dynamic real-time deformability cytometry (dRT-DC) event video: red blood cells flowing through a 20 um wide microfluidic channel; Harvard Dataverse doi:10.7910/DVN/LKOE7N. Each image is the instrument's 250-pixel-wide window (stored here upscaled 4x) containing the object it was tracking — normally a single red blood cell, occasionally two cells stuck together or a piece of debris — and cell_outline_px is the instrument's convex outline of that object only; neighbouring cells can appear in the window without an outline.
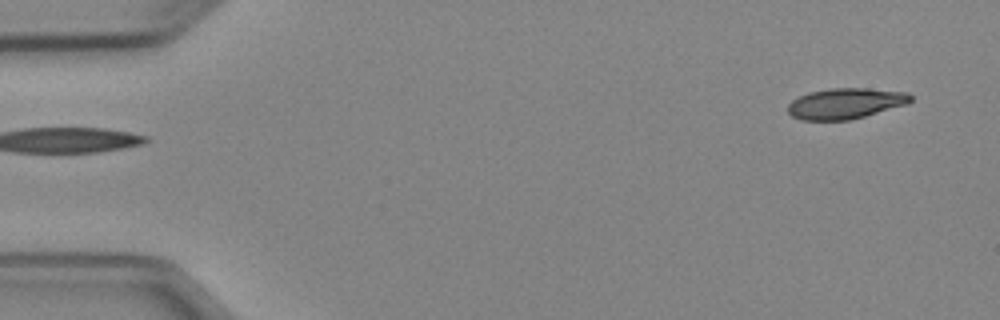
{"species": "Egyptian fruit bat (a non-hibernating species)", "species_latin": "Rousettus aegyptiacus", "temperature_condition": "cold", "stored_images_in_passage": 5, "segment_of_instrument_passage": [2, 2], "camera_frame_rate_fps": 3000, "um_per_image_px": 0.085, "animal": {"sex": "female"}, "frame": {"image": 1, "passage_image": 5, "time_ms": 4.667, "image_size_px": [1000, 320], "cell_outline_px": [[912, 100], [908, 104], [864, 116], [848, 120], [800, 120], [792, 116], [788, 112], [788, 104], [792, 100], [808, 92], [828, 88], [868, 88], [908, 92], [912, 96]], "centroid_in_image_um": [71.87, 8.78], "position_along_channel_um": 13.1, "area_um2": 22.08}}